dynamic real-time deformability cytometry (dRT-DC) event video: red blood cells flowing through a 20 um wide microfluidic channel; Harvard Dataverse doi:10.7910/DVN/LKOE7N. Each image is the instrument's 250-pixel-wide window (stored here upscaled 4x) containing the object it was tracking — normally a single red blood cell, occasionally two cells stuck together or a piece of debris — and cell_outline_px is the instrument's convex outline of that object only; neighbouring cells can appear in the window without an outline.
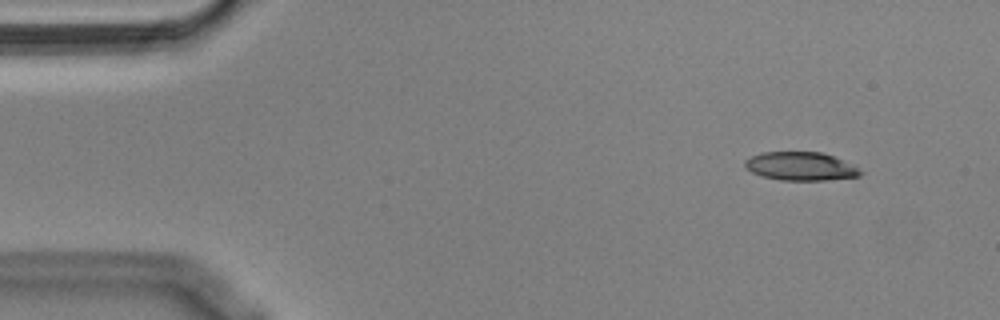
{"species": "Egyptian fruit bat (a non-hibernating species)", "species_latin": "Rousettus aegyptiacus", "temperature_condition": "cold", "stored_images_in_passage": 11, "camera_frame_rate_fps": 3000, "um_per_image_px": 0.085, "animal": {"sex": "male"}, "frame": {"image": 1, "passage_image": 1, "time_ms": 0.0, "image_size_px": [1000, 320], "cell_outline_px": [[864, 172], [860, 176], [824, 180], [780, 180], [760, 176], [744, 168], [744, 160], [760, 152], [820, 152], [832, 156]], "centroid_in_image_um": [67.96, 14.14], "position_along_channel_um": 17.0, "area_um2": 18.96}}